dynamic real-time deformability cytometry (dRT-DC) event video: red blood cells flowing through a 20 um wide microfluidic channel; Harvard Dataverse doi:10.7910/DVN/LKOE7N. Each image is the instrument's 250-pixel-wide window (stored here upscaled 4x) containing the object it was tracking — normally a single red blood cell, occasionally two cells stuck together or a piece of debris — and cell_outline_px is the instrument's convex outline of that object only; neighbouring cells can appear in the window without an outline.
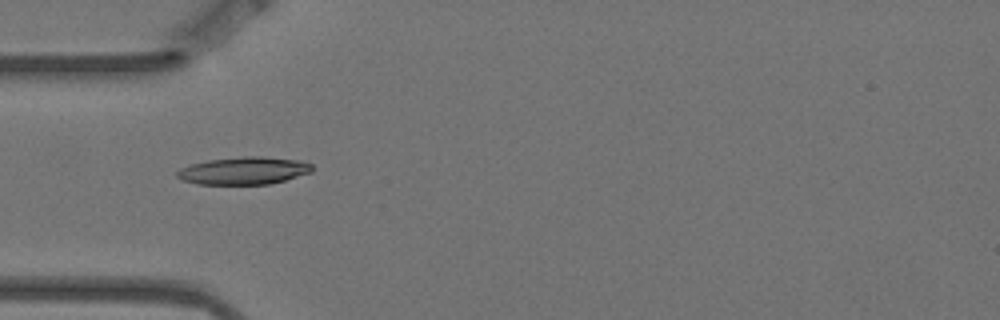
{"species": "Egyptian fruit bat (a non-hibernating species)", "species_latin": "Rousettus aegyptiacus", "temperature_condition": "warm", "stored_images_in_passage": 5, "camera_frame_rate_fps": 3000, "um_per_image_px": 0.085, "animal": {"sex": "female"}, "frame": {"image": 1, "passage_image": 5, "time_ms": 1.333, "image_size_px": [1000, 320], "cell_outline_px": [[312, 172], [284, 180], [268, 184], [196, 184], [184, 180], [176, 176], [176, 172], [180, 168], [192, 164], [208, 160], [244, 156], [260, 156], [300, 160], [312, 164]], "centroid_in_image_um": [20.73, 14.5], "position_along_channel_um": 64.3, "area_um2": 21.56}}